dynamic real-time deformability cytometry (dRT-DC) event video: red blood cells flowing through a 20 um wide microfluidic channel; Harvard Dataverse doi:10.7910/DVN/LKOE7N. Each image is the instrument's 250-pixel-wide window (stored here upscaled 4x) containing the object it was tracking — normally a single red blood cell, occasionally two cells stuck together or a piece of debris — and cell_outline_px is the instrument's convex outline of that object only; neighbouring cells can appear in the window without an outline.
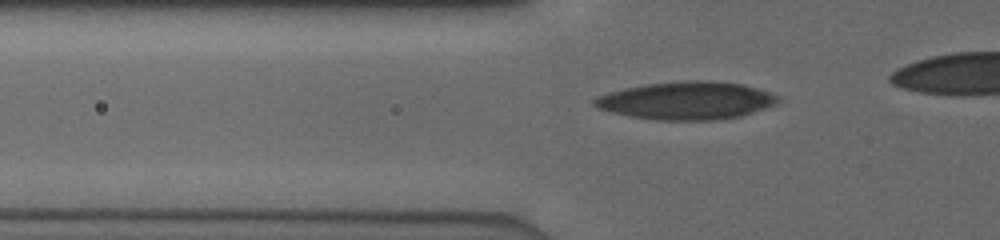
{"species": "human", "species_latin": "Homo sapiens", "temperature_condition": "cold", "stored_images_in_passage": 31, "camera_frame_rate_fps": 3000, "um_per_image_px": 0.085, "donor": {"sex": "male"}, "frame": {"image": 1, "passage_image": 3, "time_ms": 0.667, "image_size_px": [1000, 240], "cell_outline_px": [[780, 100], [776, 104], [740, 116], [712, 120], [660, 120], [628, 116], [596, 108], [592, 104], [592, 100], [596, 96], [608, 92], [624, 88], [644, 84], [684, 80], [708, 80], [744, 84], [780, 96]], "centroid_in_image_um": [58.31, 8.54], "position_along_channel_um": 67.5, "area_um2": 40.63}}
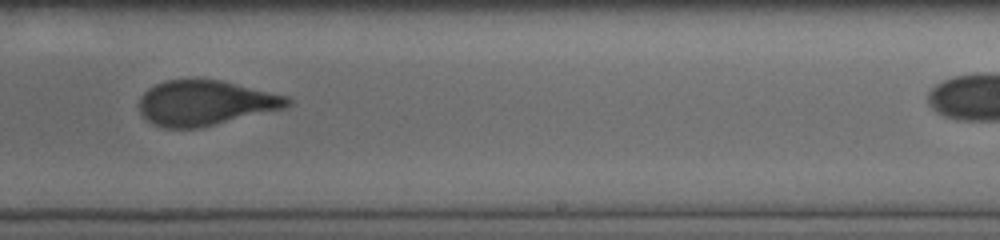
{"frame": {"image": 2, "passage_image": 19, "time_ms": 6.0, "image_size_px": [1000, 240], "cell_outline_px": [[292, 104], [288, 108], [200, 128], [164, 128], [148, 120], [140, 112], [140, 96], [148, 88], [164, 80], [220, 80], [288, 96], [292, 100]], "centroid_in_image_um": [17.5, 8.76], "position_along_channel_um": 271.5, "area_um2": 38.96}}
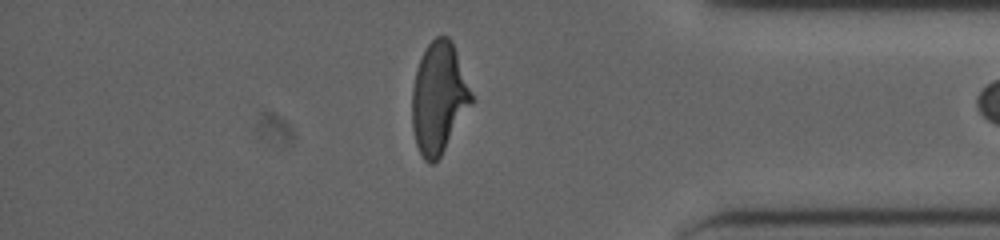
{"frame": {"image": 3, "passage_image": 30, "time_ms": 9.667, "image_size_px": [1000, 240], "cell_outline_px": [[476, 100], [440, 156], [432, 164], [428, 164], [424, 160], [416, 144], [412, 128], [412, 88], [416, 72], [420, 60], [428, 44], [436, 36], [448, 36], [452, 40]], "centroid_in_image_um": [37.33, 8.33], "position_along_channel_um": 397.9, "area_um2": 38.78}}